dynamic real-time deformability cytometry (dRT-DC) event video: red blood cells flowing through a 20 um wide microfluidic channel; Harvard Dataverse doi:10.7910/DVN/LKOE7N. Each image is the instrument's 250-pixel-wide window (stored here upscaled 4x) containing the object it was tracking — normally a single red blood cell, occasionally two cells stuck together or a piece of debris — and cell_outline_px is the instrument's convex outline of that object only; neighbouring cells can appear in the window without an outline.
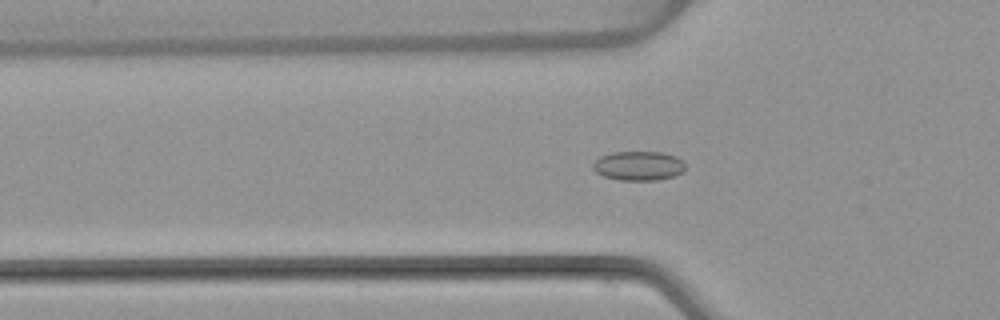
{"species": "common noctule bat (a hibernating species)", "species_latin": "Nyctalus noctula", "temperature_condition": "warm", "stored_images_in_passage": 53, "camera_frame_rate_fps": 3000, "um_per_image_px": 0.085, "animal": {"sex": "female", "body_mass_g": 22.7, "forearm_length_mm": 54.2}, "frame": {"image": 1, "passage_image": 18, "time_ms": 5.667, "image_size_px": [1000, 320], "cell_outline_px": [[684, 172], [672, 176], [656, 180], [620, 180], [604, 176], [596, 172], [592, 168], [592, 164], [600, 156], [612, 152], [660, 152], [676, 156], [684, 164]], "centroid_in_image_um": [54.25, 14.09], "position_along_channel_um": 71.6, "area_um2": 15.66}}
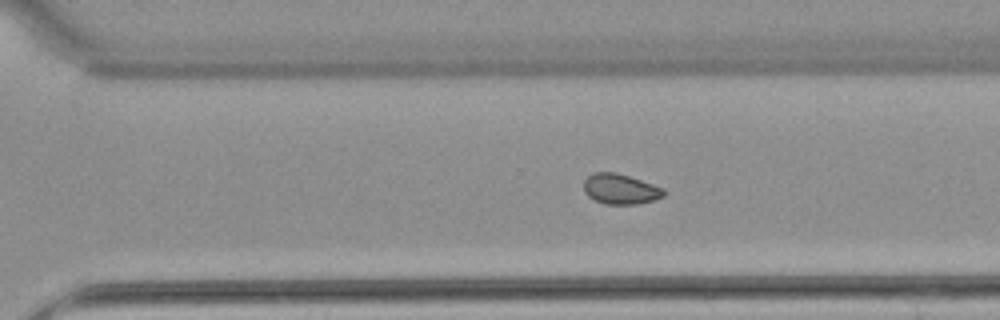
{"frame": {"image": 2, "passage_image": 37, "time_ms": 12.0, "image_size_px": [1000, 320], "cell_outline_px": [[664, 196], [656, 200], [640, 204], [604, 204], [588, 196], [584, 192], [584, 180], [592, 172], [616, 172], [664, 188]], "centroid_in_image_um": [52.73, 16.07], "position_along_channel_um": 317.9, "area_um2": 14.16}}
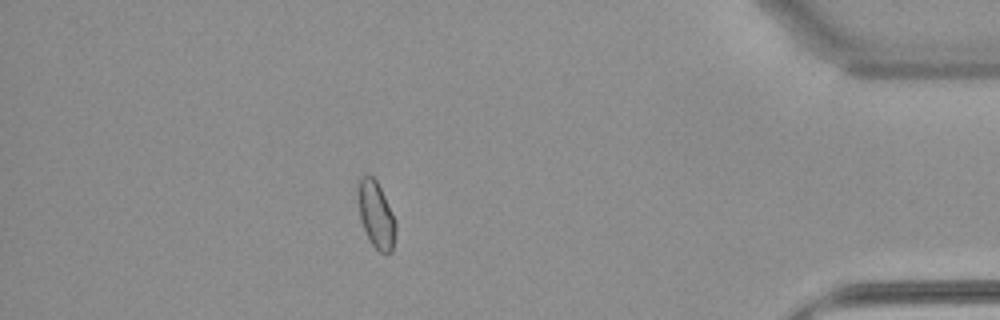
{"frame": {"image": 3, "passage_image": 47, "time_ms": 15.333, "image_size_px": [1000, 320], "cell_outline_px": [[396, 228], [392, 252], [380, 252], [372, 244], [360, 220], [360, 176], [372, 176], [376, 180], [396, 220]], "centroid_in_image_um": [32.01, 18.3], "position_along_channel_um": 403.2, "area_um2": 13.93}, "authors_computed_cell_mechanics": {"area_um2": 15.028, "velocity_mm_per_s": 3.8889, "shape_relaxation_time_tau1_ms": null, "shape_relaxation_time_tau2_ms": 1.6136, "deformation_change_tau1": null, "deformation_change_tau2": 0.0532}}